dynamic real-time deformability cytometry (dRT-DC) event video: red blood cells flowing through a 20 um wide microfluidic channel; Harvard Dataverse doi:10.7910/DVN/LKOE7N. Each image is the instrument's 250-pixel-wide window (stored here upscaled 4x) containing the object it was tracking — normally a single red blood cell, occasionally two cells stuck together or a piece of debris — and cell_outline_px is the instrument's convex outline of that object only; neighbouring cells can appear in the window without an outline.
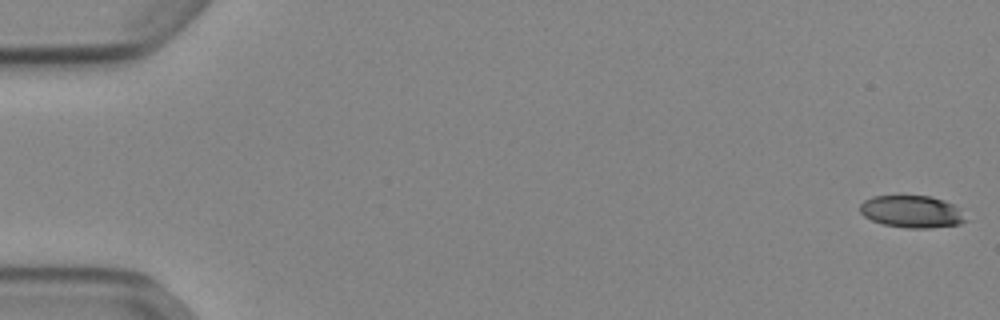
{"species": "Egyptian fruit bat (a non-hibernating species)", "species_latin": "Rousettus aegyptiacus", "temperature_condition": "cold", "stored_images_in_passage": 53, "camera_frame_rate_fps": 3000, "um_per_image_px": 0.085, "animal": {"sex": "female"}, "frame": {"image": 1, "passage_image": 1, "time_ms": 0.0, "image_size_px": [1000, 320], "cell_outline_px": [[968, 220], [960, 224], [928, 228], [908, 228], [884, 224], [872, 220], [864, 216], [860, 212], [860, 204], [864, 200], [872, 196], [932, 196], [944, 200], [952, 204]], "centroid_in_image_um": [77.48, 17.98], "position_along_channel_um": 7.5, "area_um2": 19.65}}
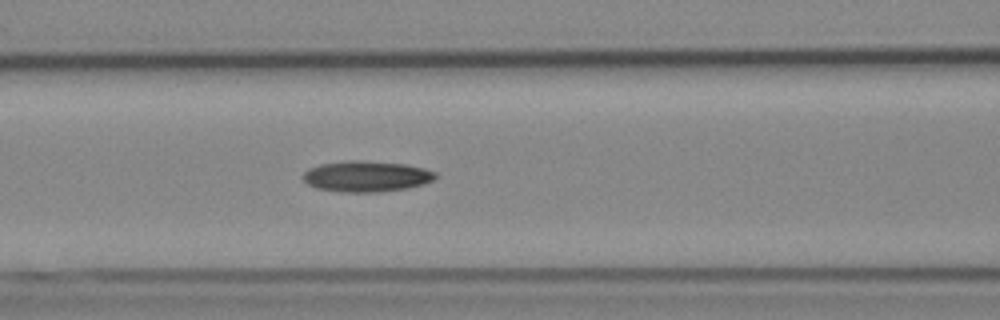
{"frame": {"image": 2, "passage_image": 23, "time_ms": 7.333, "image_size_px": [1000, 320], "cell_outline_px": [[436, 176], [432, 180], [424, 184], [408, 188], [376, 192], [344, 192], [316, 188], [308, 184], [300, 176], [308, 168], [320, 164], [348, 160], [356, 160], [404, 164], [424, 168], [436, 172]], "centroid_in_image_um": [31.11, 14.99], "position_along_channel_um": 135.5, "area_um2": 23.81}}
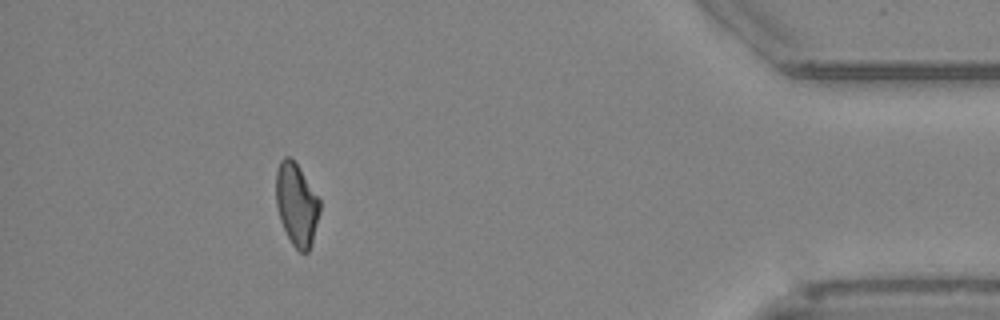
{"frame": {"image": 3, "passage_image": 48, "time_ms": 15.667, "image_size_px": [1000, 320], "cell_outline_px": [[320, 212], [312, 244], [308, 252], [300, 252], [292, 244], [280, 220], [276, 204], [276, 172], [280, 160], [284, 156], [288, 156], [300, 168], [320, 200]], "centroid_in_image_um": [25.21, 17.38], "position_along_channel_um": 410.0, "area_um2": 20.98}}